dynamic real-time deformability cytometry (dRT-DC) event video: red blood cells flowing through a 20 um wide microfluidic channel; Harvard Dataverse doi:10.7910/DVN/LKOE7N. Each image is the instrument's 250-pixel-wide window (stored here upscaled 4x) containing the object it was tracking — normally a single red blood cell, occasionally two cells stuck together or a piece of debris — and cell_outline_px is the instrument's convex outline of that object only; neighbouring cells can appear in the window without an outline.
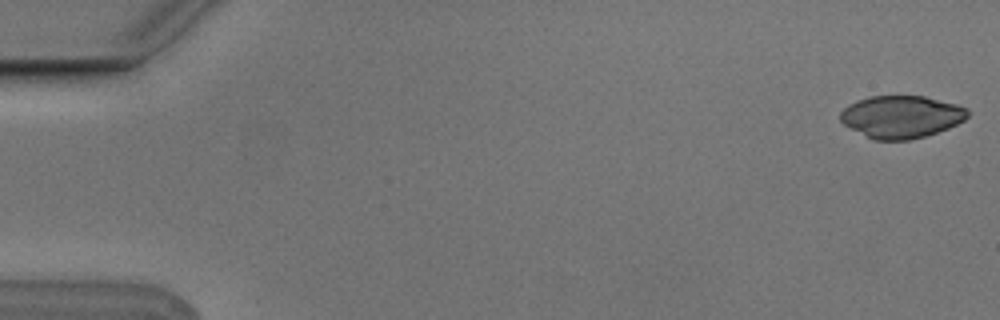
{"species": "Egyptian fruit bat (a non-hibernating species)", "species_latin": "Rousettus aegyptiacus", "temperature_condition": "cold", "stored_images_in_passage": 5, "camera_frame_rate_fps": 3000, "um_per_image_px": 0.085, "animal": {"sex": "male"}, "frame": {"image": 1, "passage_image": 1, "time_ms": 0.0, "image_size_px": [1000, 320], "cell_outline_px": [[968, 116], [964, 120], [948, 128], [924, 136], [908, 140], [872, 140], [844, 124], [840, 120], [840, 112], [848, 104], [856, 100], [868, 96], [924, 96], [956, 104], [968, 108]], "centroid_in_image_um": [76.59, 9.92], "position_along_channel_um": 8.4, "area_um2": 31.44}}